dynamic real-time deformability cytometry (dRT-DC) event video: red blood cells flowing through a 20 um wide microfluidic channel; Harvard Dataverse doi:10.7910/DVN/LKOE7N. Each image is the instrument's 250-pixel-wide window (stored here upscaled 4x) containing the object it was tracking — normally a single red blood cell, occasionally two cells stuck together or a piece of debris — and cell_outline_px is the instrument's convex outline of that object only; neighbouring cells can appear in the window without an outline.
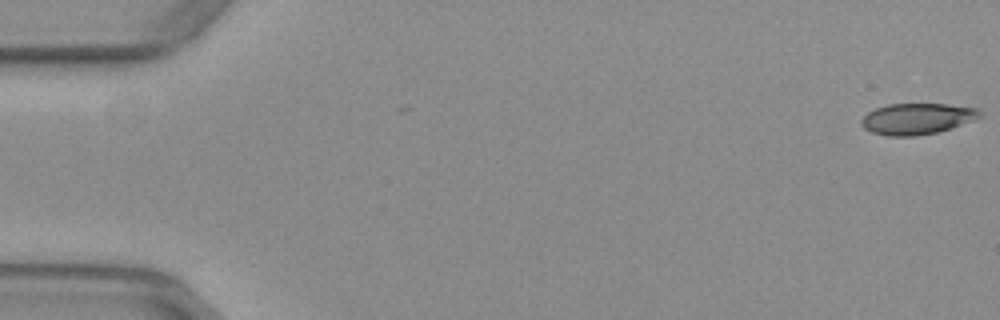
{"species": "common noctule bat (a hibernating species)", "species_latin": "Nyctalus noctula", "temperature_condition": "warm", "stored_images_in_passage": 17, "camera_frame_rate_fps": 3000, "um_per_image_px": 0.085, "animal": {"sex": "female", "body_mass_g": 29.2, "forearm_length_mm": 56.3}, "frame": {"image": 1, "passage_image": 1, "time_ms": 0.0, "image_size_px": [1000, 320], "cell_outline_px": [[980, 116], [972, 120], [936, 132], [912, 136], [888, 136], [872, 132], [864, 128], [860, 124], [860, 120], [868, 112], [876, 108], [888, 104], [948, 104], [976, 108], [980, 112]], "centroid_in_image_um": [77.88, 10.09], "position_along_channel_um": 7.1, "area_um2": 21.1}}
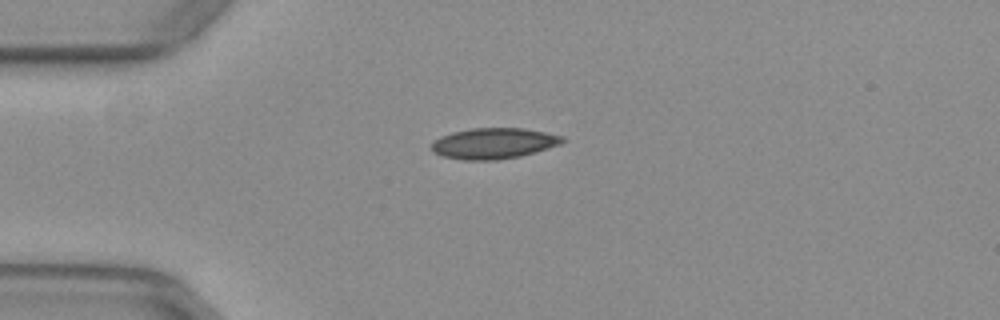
{"frame": {"image": 2, "passage_image": 14, "time_ms": 4.333, "image_size_px": [1000, 320], "cell_outline_px": [[564, 140], [560, 144], [536, 152], [520, 156], [496, 160], [464, 160], [444, 156], [432, 152], [432, 144], [440, 136], [452, 132], [472, 128], [524, 128], [564, 136]], "centroid_in_image_um": [41.97, 12.18], "position_along_channel_um": 43.0, "area_um2": 23.41}}